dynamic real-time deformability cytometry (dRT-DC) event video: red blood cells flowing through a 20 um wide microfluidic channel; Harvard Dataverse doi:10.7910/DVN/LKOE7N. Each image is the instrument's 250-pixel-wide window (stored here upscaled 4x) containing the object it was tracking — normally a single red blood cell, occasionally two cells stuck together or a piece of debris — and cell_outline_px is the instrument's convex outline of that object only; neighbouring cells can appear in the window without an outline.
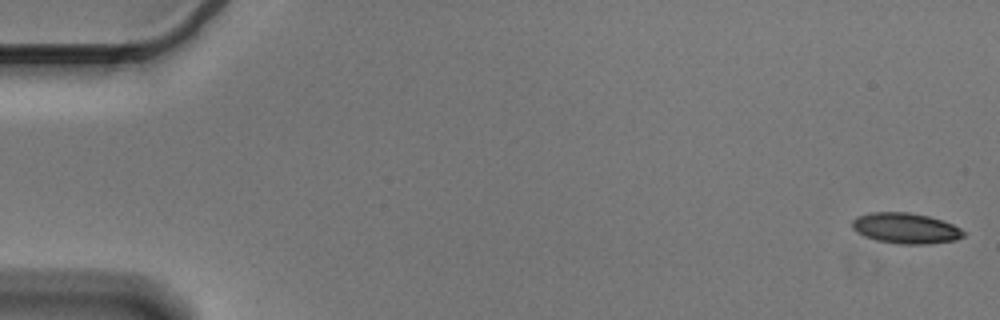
{"species": "Egyptian fruit bat (a non-hibernating species)", "species_latin": "Rousettus aegyptiacus", "temperature_condition": "cold", "stored_images_in_passage": 14, "camera_frame_rate_fps": 3000, "um_per_image_px": 0.085, "animal": {"sex": "male"}, "frame": {"image": 1, "passage_image": 1, "time_ms": 0.0, "image_size_px": [1000, 320], "cell_outline_px": [[964, 236], [956, 240], [928, 244], [900, 244], [876, 240], [864, 236], [856, 232], [852, 228], [852, 220], [856, 216], [868, 212], [908, 212], [928, 216], [952, 224], [960, 228], [964, 232]], "centroid_in_image_um": [76.94, 19.4], "position_along_channel_um": 8.1, "area_um2": 19.94}}